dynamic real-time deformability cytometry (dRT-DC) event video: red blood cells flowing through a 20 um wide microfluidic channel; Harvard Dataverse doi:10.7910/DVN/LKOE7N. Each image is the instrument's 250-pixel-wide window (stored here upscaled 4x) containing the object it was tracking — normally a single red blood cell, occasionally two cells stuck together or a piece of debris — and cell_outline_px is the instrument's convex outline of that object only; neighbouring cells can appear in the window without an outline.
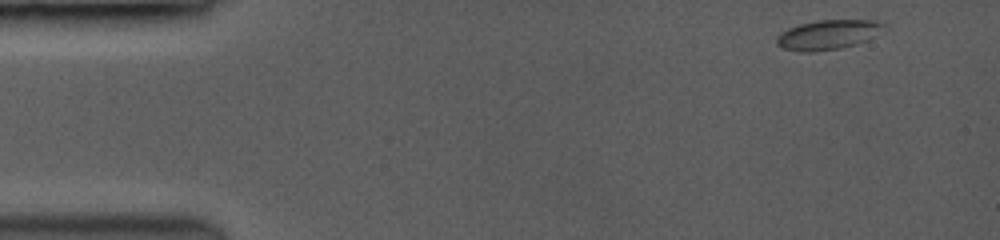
{"species": "common noctule bat (a hibernating species)", "species_latin": "Nyctalus noctula", "temperature_condition": "room temperature", "stored_images_in_passage": 61, "camera_frame_rate_fps": 3500, "um_per_image_px": 0.085, "animal": {"sex": "female", "body_mass_g": 19.0, "forearm_length_mm": 53.3}, "frame": {"image": 1, "passage_image": 1, "time_ms": 0.0, "image_size_px": [1000, 240], "cell_outline_px": [[880, 24], [864, 40], [840, 48], [808, 52], [784, 48], [776, 44], [776, 40], [784, 32], [800, 24], [820, 20], [868, 20]], "centroid_in_image_um": [70.21, 2.96], "position_along_channel_um": 14.8, "area_um2": 16.88}}
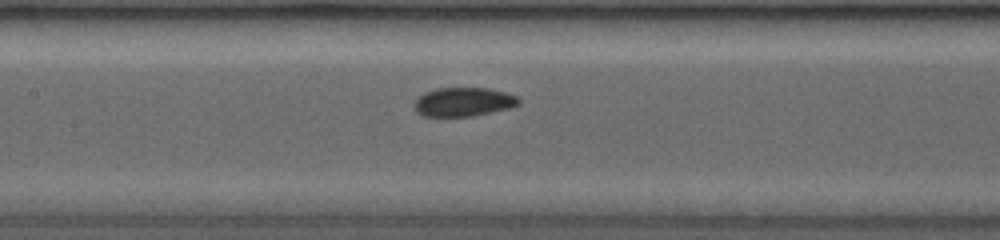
{"frame": {"image": 2, "passage_image": 30, "time_ms": 6.571, "image_size_px": [1000, 240], "cell_outline_px": [[520, 104], [508, 108], [472, 116], [424, 116], [416, 108], [416, 100], [424, 92], [436, 88], [488, 88], [504, 92], [516, 96], [520, 100]], "centroid_in_image_um": [39.42, 8.65], "position_along_channel_um": 168.0, "area_um2": 17.22}}
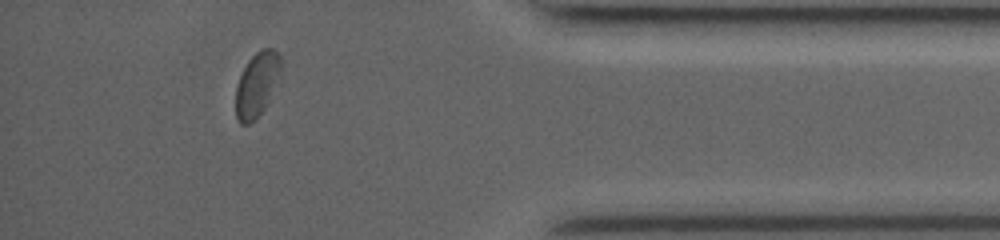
{"frame": {"image": 3, "passage_image": 55, "time_ms": 13.143, "image_size_px": [1000, 240], "cell_outline_px": [[280, 68], [264, 108], [248, 124], [240, 124], [236, 116], [236, 84], [248, 60], [260, 48], [272, 48], [280, 56]], "centroid_in_image_um": [21.78, 7.14], "position_along_channel_um": 413.4, "area_um2": 16.13}, "authors_computed_cell_mechanics": {"area_um2": 17.1088, "velocity_mm_per_s": 4.0388, "shape_relaxation_time_tau1_ms": 10.8399, "shape_relaxation_time_tau2_ms": null, "deformation_change_tau1": 0.1335, "deformation_change_tau2": null}}